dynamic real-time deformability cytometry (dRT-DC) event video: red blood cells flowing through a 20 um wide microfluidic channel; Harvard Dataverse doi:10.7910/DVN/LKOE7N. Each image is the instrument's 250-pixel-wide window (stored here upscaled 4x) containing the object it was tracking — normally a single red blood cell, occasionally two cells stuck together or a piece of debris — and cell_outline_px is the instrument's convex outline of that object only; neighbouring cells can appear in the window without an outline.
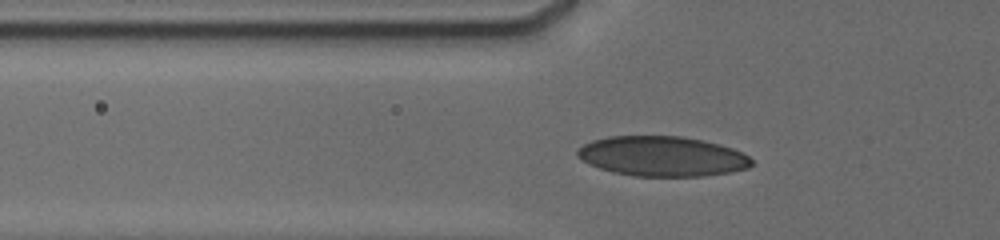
{"species": "human", "species_latin": "Homo sapiens", "temperature_condition": "cold", "stored_images_in_passage": 88, "camera_frame_rate_fps": 3000, "um_per_image_px": 0.085, "donor": {"sex": "male"}, "frame": {"image": 1, "passage_image": 2, "time_ms": 0.333, "image_size_px": [1000, 240], "cell_outline_px": [[752, 164], [748, 168], [728, 172], [704, 176], [632, 176], [612, 172], [588, 164], [576, 156], [576, 152], [584, 144], [592, 140], [608, 136], [680, 136], [720, 144], [732, 148], [748, 156], [752, 160]], "centroid_in_image_um": [56.25, 13.28], "position_along_channel_um": 69.5, "area_um2": 40.52}}
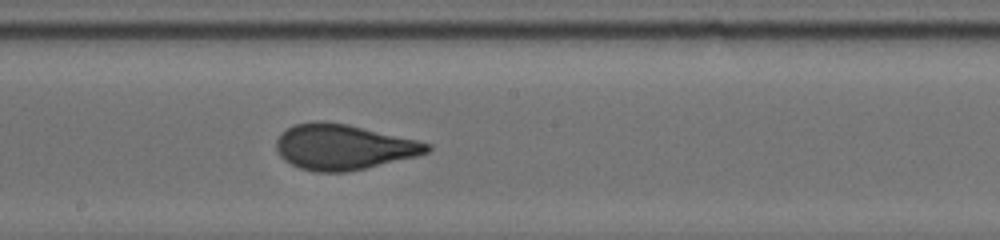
{"frame": {"image": 2, "passage_image": 37, "time_ms": 4.333, "image_size_px": [1000, 240], "cell_outline_px": [[432, 148], [428, 152], [416, 156], [364, 168], [344, 172], [316, 172], [300, 168], [284, 160], [280, 156], [276, 148], [276, 140], [280, 132], [296, 124], [320, 120], [324, 120], [348, 124], [416, 140], [432, 144]], "centroid_in_image_um": [29.16, 12.48], "position_along_channel_um": 219.0, "area_um2": 39.71}}
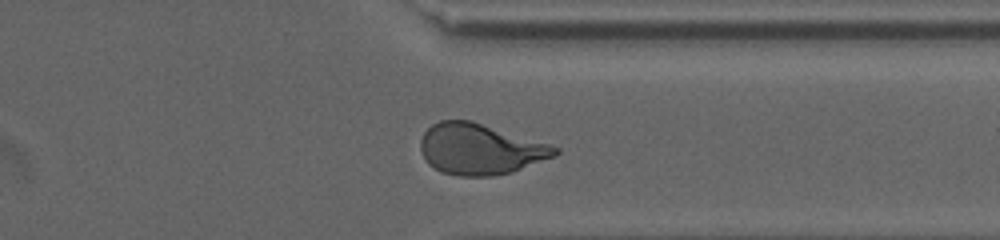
{"frame": {"image": 3, "passage_image": 74, "time_ms": 8.333, "image_size_px": [1000, 240], "cell_outline_px": [[560, 152], [556, 156], [512, 172], [492, 176], [460, 176], [440, 172], [428, 164], [420, 148], [420, 140], [424, 132], [432, 124], [440, 120], [472, 120], [548, 144], [560, 148]], "centroid_in_image_um": [40.8, 12.68], "position_along_channel_um": 370.6, "area_um2": 39.88}, "authors_computed_cell_mechanics": {"area_um2": 39.5352, "velocity_mm_per_s": 3.8028, "shape_relaxation_time_tau1_ms": 9.3548, "shape_relaxation_time_tau2_ms": null, "deformation_change_tau1": 0.2381, "deformation_change_tau2": null}}